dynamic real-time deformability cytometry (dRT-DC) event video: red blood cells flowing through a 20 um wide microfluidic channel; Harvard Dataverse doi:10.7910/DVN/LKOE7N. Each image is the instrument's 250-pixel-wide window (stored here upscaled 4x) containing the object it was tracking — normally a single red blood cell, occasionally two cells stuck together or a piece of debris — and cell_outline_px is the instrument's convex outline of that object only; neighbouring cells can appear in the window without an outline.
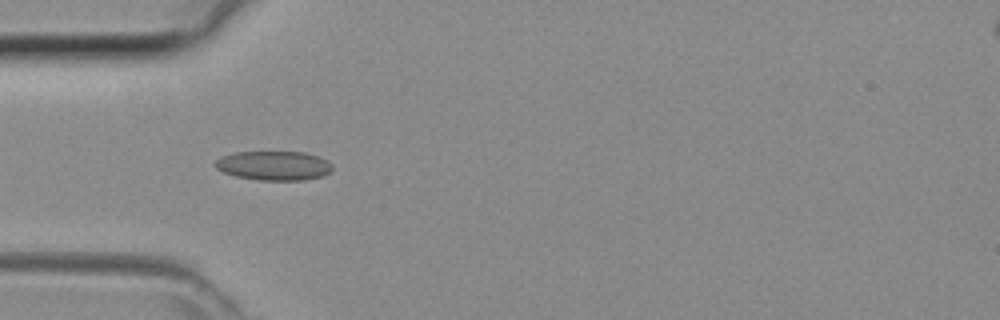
{"species": "common noctule bat (a hibernating species)", "species_latin": "Nyctalus noctula", "temperature_condition": "room temperature", "stored_images_in_passage": 31, "camera_frame_rate_fps": 3000, "um_per_image_px": 0.085, "animal": {"sex": "female", "body_mass_g": 29.2, "forearm_length_mm": 56.3}, "frame": {"image": 1, "passage_image": 5, "time_ms": 1.333, "image_size_px": [1000, 320], "cell_outline_px": [[332, 168], [324, 176], [304, 180], [260, 180], [236, 176], [224, 172], [216, 168], [212, 164], [220, 156], [232, 152], [304, 152], [328, 160], [332, 164]], "centroid_in_image_um": [23.25, 14.07], "position_along_channel_um": 61.7, "area_um2": 20.06}}
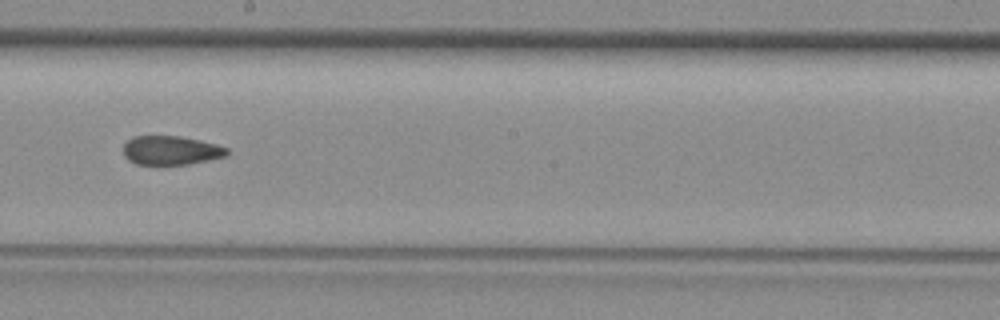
{"frame": {"image": 2, "passage_image": 16, "time_ms": 5.0, "image_size_px": [1000, 320], "cell_outline_px": [[228, 156], [188, 164], [136, 164], [128, 160], [124, 156], [124, 144], [132, 136], [180, 136], [200, 140], [216, 144], [228, 148]], "centroid_in_image_um": [14.54, 12.77], "position_along_channel_um": 233.7, "area_um2": 17.51}}
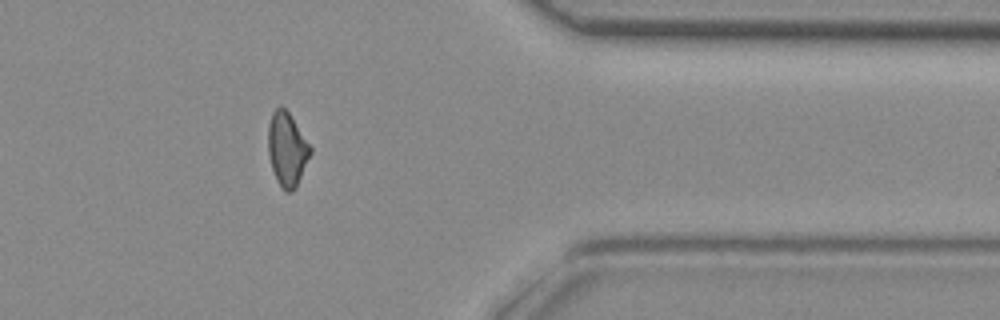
{"frame": {"image": 3, "passage_image": 27, "time_ms": 8.667, "image_size_px": [1000, 320], "cell_outline_px": [[312, 152], [296, 188], [288, 192], [284, 192], [276, 180], [272, 168], [268, 152], [268, 124], [272, 112], [280, 104], [288, 112], [312, 148]], "centroid_in_image_um": [24.39, 12.69], "position_along_channel_um": 387.0, "area_um2": 18.15}}